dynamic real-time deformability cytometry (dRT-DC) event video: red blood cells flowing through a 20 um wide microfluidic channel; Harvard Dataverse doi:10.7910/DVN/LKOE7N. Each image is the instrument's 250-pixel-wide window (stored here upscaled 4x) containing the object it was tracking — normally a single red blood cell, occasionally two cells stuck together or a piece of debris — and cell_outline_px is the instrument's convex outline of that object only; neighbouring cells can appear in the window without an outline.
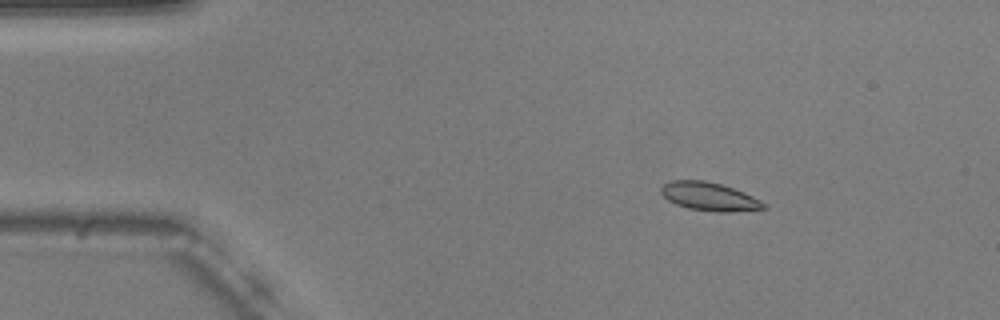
{"species": "common noctule bat (a hibernating species)", "species_latin": "Nyctalus noctula", "temperature_condition": "warm", "stored_images_in_passage": 13, "camera_frame_rate_fps": 3000, "um_per_image_px": 0.085, "animal": {"sex": "male", "body_mass_g": 20.5, "forearm_length_mm": 52.5}, "frame": {"image": 1, "passage_image": 7, "time_ms": 2.0, "image_size_px": [1000, 320], "cell_outline_px": [[768, 208], [728, 212], [716, 212], [688, 208], [676, 204], [668, 200], [660, 192], [660, 188], [664, 184], [672, 180], [704, 180], [720, 184], [744, 192], [760, 200]], "centroid_in_image_um": [60.27, 16.7], "position_along_channel_um": 24.7, "area_um2": 16.82}}